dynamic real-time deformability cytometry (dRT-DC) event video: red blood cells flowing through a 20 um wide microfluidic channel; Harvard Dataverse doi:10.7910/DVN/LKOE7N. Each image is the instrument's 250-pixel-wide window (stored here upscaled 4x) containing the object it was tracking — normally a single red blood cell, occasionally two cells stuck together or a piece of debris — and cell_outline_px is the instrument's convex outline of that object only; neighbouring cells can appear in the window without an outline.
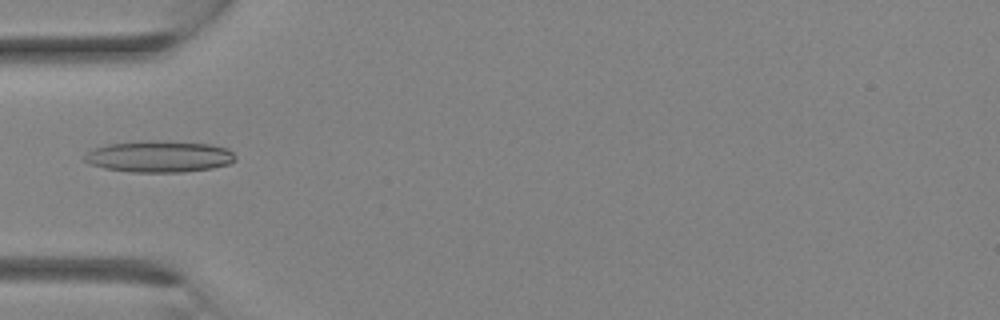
{"species": "Egyptian fruit bat (a non-hibernating species)", "species_latin": "Rousettus aegyptiacus", "temperature_condition": "room temperature", "stored_images_in_passage": 2, "camera_frame_rate_fps": 3000, "um_per_image_px": 0.085, "animal": {"sex": "female"}, "frame": {"image": 1, "passage_image": 2, "time_ms": 1.0, "image_size_px": [1000, 320], "cell_outline_px": [[236, 160], [228, 164], [212, 168], [184, 172], [132, 172], [104, 168], [88, 164], [84, 160], [84, 152], [92, 148], [108, 144], [152, 140], [160, 140], [208, 144], [228, 148], [236, 156]], "centroid_in_image_um": [13.5, 13.3], "position_along_channel_um": 71.5, "area_um2": 27.92}}